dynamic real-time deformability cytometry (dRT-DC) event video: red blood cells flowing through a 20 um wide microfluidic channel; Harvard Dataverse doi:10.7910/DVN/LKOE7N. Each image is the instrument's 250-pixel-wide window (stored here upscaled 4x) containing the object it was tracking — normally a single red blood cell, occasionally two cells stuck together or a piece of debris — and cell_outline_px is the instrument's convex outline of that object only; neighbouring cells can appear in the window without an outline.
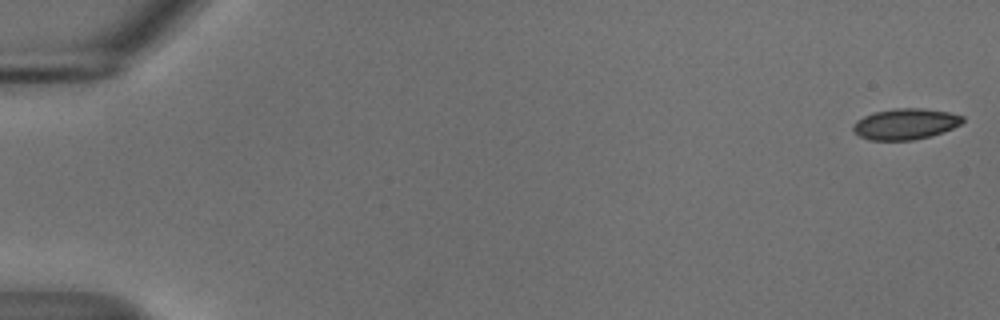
{"species": "common noctule bat (a hibernating species)", "species_latin": "Nyctalus noctula", "temperature_condition": "cold", "stored_images_in_passage": 55, "camera_frame_rate_fps": 3000, "um_per_image_px": 0.085, "animal": {"sex": "male", "body_mass_g": 18.8}, "frame": {"image": 1, "passage_image": 1, "time_ms": 0.0, "image_size_px": [1000, 320], "cell_outline_px": [[964, 120], [960, 124], [952, 128], [928, 136], [912, 140], [872, 140], [860, 136], [852, 128], [856, 120], [864, 116], [876, 112], [896, 108], [924, 108], [948, 112], [964, 116]], "centroid_in_image_um": [76.96, 10.52], "position_along_channel_um": 8.0, "area_um2": 19.42}}
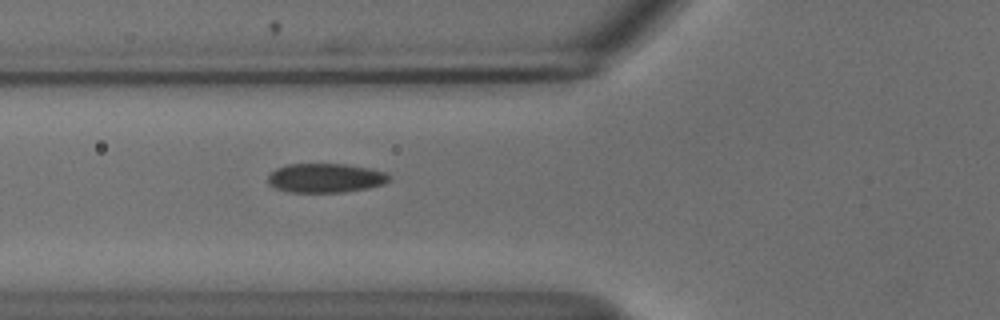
{"frame": {"image": 2, "passage_image": 21, "time_ms": 6.667, "image_size_px": [1000, 320], "cell_outline_px": [[392, 176], [384, 184], [368, 188], [344, 192], [288, 192], [276, 188], [268, 184], [268, 176], [276, 168], [288, 164], [348, 164], [372, 168], [384, 172]], "centroid_in_image_um": [27.68, 15.12], "position_along_channel_um": 98.1, "area_um2": 20.75}}
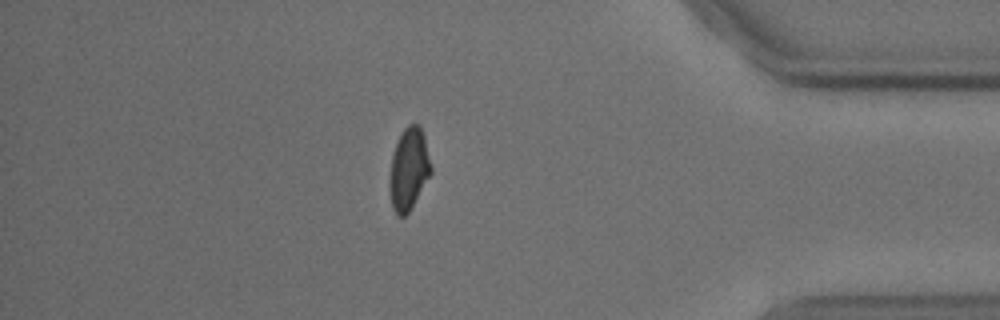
{"frame": {"image": 3, "passage_image": 48, "time_ms": 15.667, "image_size_px": [1000, 320], "cell_outline_px": [[432, 172], [408, 212], [404, 216], [396, 216], [392, 208], [388, 188], [388, 180], [392, 156], [396, 144], [404, 128], [408, 124], [420, 124], [424, 136], [432, 168]], "centroid_in_image_um": [34.72, 14.38], "position_along_channel_um": 400.5, "area_um2": 19.83}, "authors_computed_cell_mechanics": {"area_um2": 20.5768, "velocity_mm_per_s": 3.6877, "shape_relaxation_time_tau1_ms": 5.6136, "shape_relaxation_time_tau2_ms": 1.8048, "deformation_change_tau1": 0.1247, "deformation_change_tau2": 0.0525}}